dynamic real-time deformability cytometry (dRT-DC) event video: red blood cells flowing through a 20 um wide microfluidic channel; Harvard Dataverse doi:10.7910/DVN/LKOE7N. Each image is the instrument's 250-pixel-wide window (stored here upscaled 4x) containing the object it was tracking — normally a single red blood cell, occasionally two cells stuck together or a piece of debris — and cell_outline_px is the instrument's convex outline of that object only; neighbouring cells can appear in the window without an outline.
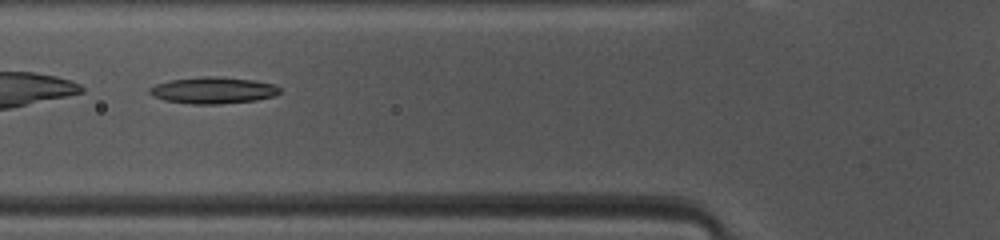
{"species": "common noctule bat (a hibernating species)", "species_latin": "Nyctalus noctula", "temperature_condition": "warm", "stored_images_in_passage": 44, "camera_frame_rate_fps": 3000, "um_per_image_px": 0.085, "animal": {"sex": "female", "body_mass_g": 10.0, "forearm_length_mm": 53.1}, "frame": {"image": 1, "passage_image": 14, "time_ms": 4.333, "image_size_px": [1000, 240], "cell_outline_px": [[280, 92], [272, 96], [256, 100], [220, 104], [192, 104], [164, 100], [152, 96], [148, 92], [148, 88], [156, 84], [172, 80], [204, 76], [216, 76], [252, 80], [276, 84], [280, 88]], "centroid_in_image_um": [18.1, 7.68], "position_along_channel_um": 107.7, "area_um2": 20.11}}
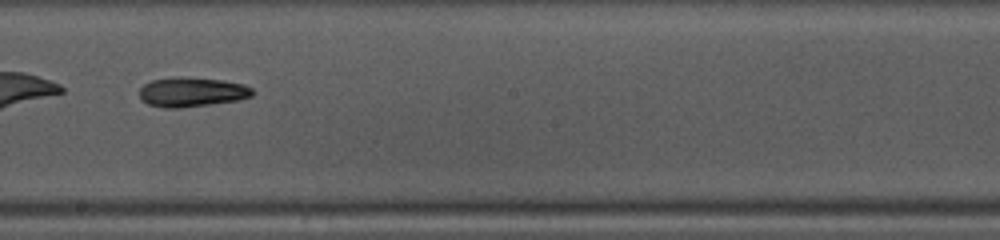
{"frame": {"image": 2, "passage_image": 23, "time_ms": 7.333, "image_size_px": [1000, 240], "cell_outline_px": [[256, 92], [252, 96], [236, 100], [180, 108], [164, 108], [148, 104], [140, 100], [140, 88], [144, 84], [152, 80], [172, 76], [176, 76], [220, 80], [244, 84], [252, 88]], "centroid_in_image_um": [16.28, 7.81], "position_along_channel_um": 231.9, "area_um2": 19.48}}
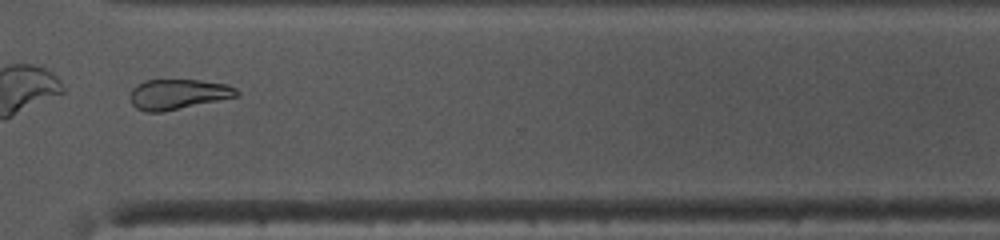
{"frame": {"image": 3, "passage_image": 32, "time_ms": 10.333, "image_size_px": [1000, 240], "cell_outline_px": [[240, 92], [236, 96], [164, 112], [144, 112], [136, 108], [132, 104], [132, 88], [136, 84], [144, 80], [200, 80], [228, 84], [236, 88]], "centroid_in_image_um": [15.12, 8.0], "position_along_channel_um": 355.5, "area_um2": 18.67}, "authors_computed_cell_mechanics": {"area_um2": 20.23, "velocity_mm_per_s": 4.1321, "shape_relaxation_time_tau1_ms": 8.16, "shape_relaxation_time_tau2_ms": null, "deformation_change_tau1": 0.1942, "deformation_change_tau2": null}}